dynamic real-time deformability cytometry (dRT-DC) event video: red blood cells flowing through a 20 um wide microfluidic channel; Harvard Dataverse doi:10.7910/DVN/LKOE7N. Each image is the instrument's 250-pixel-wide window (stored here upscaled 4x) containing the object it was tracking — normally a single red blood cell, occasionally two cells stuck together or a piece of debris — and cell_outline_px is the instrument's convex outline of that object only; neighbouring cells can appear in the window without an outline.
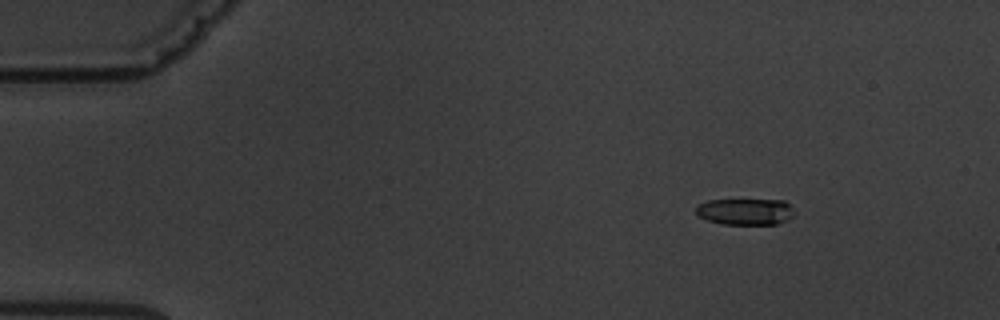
{"species": "common noctule bat (a hibernating species)", "species_latin": "Nyctalus noctula", "temperature_condition": "warm", "stored_images_in_passage": 2, "camera_frame_rate_fps": 3000, "um_per_image_px": 0.085, "animal": {"sex": "male", "body_mass_g": 19.5, "forearm_length_mm": 54.6}, "frame": {"image": 1, "passage_image": 2, "time_ms": 2.333, "image_size_px": [1000, 320], "cell_outline_px": [[796, 212], [788, 220], [776, 224], [724, 224], [708, 220], [700, 216], [696, 212], [696, 204], [708, 200], [784, 200]], "centroid_in_image_um": [63.37, 17.98], "position_along_channel_um": 21.6, "area_um2": 15.14}}